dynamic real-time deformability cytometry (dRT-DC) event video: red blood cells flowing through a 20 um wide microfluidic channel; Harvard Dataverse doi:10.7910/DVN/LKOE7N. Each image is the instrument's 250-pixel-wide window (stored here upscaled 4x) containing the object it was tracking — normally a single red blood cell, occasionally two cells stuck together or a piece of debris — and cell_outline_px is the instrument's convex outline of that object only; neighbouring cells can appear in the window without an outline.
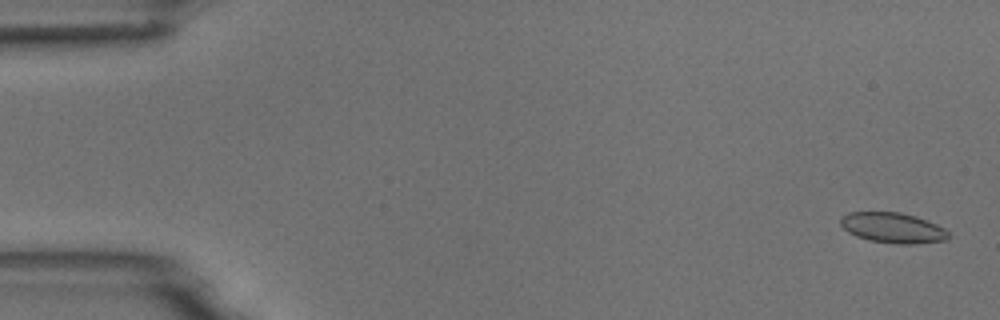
{"species": "common noctule bat (a hibernating species)", "species_latin": "Nyctalus noctula", "temperature_condition": "room temperature", "stored_images_in_passage": 5, "camera_frame_rate_fps": 3000, "um_per_image_px": 0.085, "animal": {"sex": "male", "body_mass_g": 18.8}, "frame": {"image": 1, "passage_image": 1, "time_ms": 0.0, "image_size_px": [1000, 320], "cell_outline_px": [[948, 240], [916, 244], [896, 244], [868, 240], [856, 236], [848, 232], [840, 224], [840, 216], [848, 212], [900, 212], [916, 216], [936, 224], [944, 228], [948, 232]], "centroid_in_image_um": [75.87, 19.36], "position_along_channel_um": 9.1, "area_um2": 19.25}}
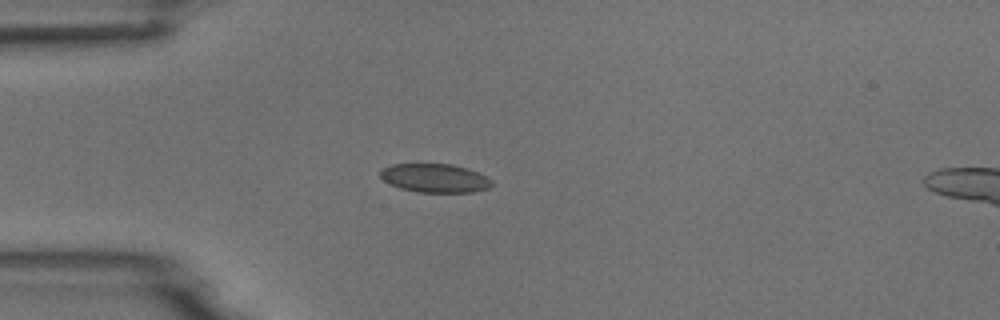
{"frame": {"image": 2, "passage_image": 5, "time_ms": 4.333, "image_size_px": [1000, 320], "cell_outline_px": [[492, 184], [488, 188], [472, 192], [416, 192], [400, 188], [384, 180], [380, 176], [380, 168], [392, 164], [452, 164], [468, 168], [492, 180]], "centroid_in_image_um": [36.94, 15.13], "position_along_channel_um": 48.1, "area_um2": 18.55}}